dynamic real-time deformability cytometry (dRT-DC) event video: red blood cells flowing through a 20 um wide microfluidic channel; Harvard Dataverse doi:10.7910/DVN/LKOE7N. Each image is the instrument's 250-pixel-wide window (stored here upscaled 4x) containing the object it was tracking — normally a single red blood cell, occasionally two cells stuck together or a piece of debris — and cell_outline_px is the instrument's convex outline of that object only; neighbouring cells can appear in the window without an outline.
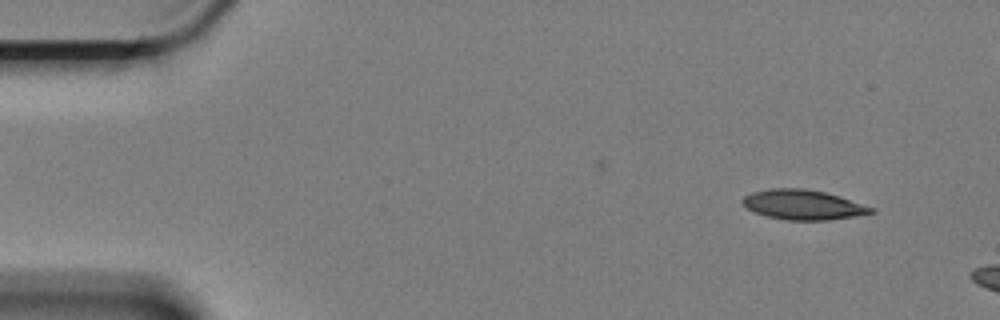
{"species": "Egyptian fruit bat (a non-hibernating species)", "species_latin": "Rousettus aegyptiacus", "temperature_condition": "cold", "stored_images_in_passage": 10, "camera_frame_rate_fps": 3000, "um_per_image_px": 0.085, "animal": {"sex": "female"}, "frame": {"image": 1, "passage_image": 4, "time_ms": 1.0, "image_size_px": [1000, 320], "cell_outline_px": [[876, 212], [828, 220], [784, 220], [768, 216], [756, 212], [748, 208], [740, 200], [744, 196], [752, 192], [768, 188], [804, 188], [824, 192], [840, 196], [876, 208]], "centroid_in_image_um": [68.27, 17.39], "position_along_channel_um": 16.7, "area_um2": 22.31}}